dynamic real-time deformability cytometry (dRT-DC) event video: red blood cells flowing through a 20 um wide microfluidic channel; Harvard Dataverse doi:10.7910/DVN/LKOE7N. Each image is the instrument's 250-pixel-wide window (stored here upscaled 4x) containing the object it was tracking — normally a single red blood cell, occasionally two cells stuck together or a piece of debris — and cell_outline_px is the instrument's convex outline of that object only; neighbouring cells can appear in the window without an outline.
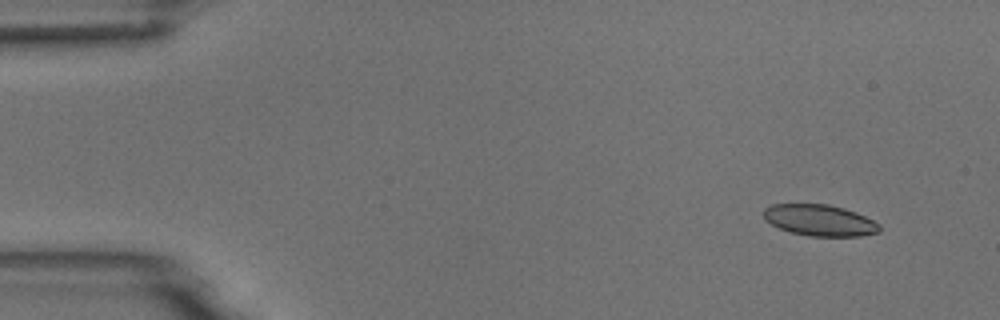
{"species": "common noctule bat (a hibernating species)", "species_latin": "Nyctalus noctula", "temperature_condition": "room temperature", "stored_images_in_passage": 4, "camera_frame_rate_fps": 3000, "um_per_image_px": 0.085, "animal": {"sex": "male", "body_mass_g": 18.8}, "frame": {"image": 1, "passage_image": 1, "time_ms": 0.0, "image_size_px": [1000, 320], "cell_outline_px": [[880, 232], [860, 236], [808, 236], [792, 232], [780, 228], [764, 220], [764, 208], [772, 204], [828, 204], [844, 208], [856, 212], [880, 224]], "centroid_in_image_um": [69.68, 18.72], "position_along_channel_um": 15.3, "area_um2": 21.1}}
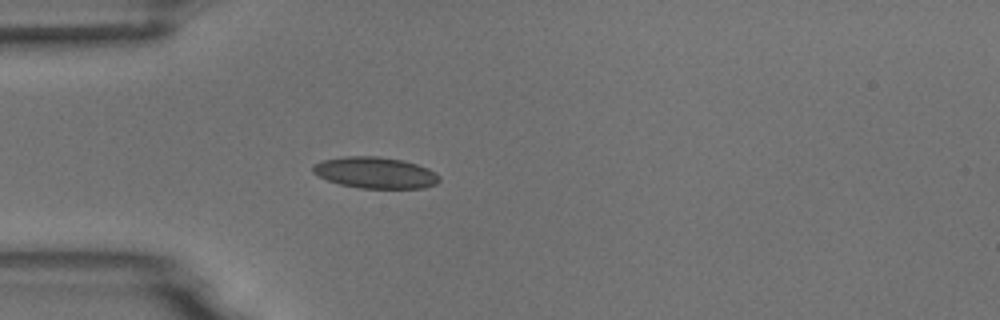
{"frame": {"image": 2, "passage_image": 4, "time_ms": 3.667, "image_size_px": [1000, 320], "cell_outline_px": [[440, 180], [436, 184], [424, 188], [360, 188], [340, 184], [328, 180], [312, 172], [312, 164], [324, 160], [344, 156], [380, 156], [404, 160], [428, 168], [436, 172], [440, 176]], "centroid_in_image_um": [31.92, 14.67], "position_along_channel_um": 53.1, "area_um2": 23.18}}